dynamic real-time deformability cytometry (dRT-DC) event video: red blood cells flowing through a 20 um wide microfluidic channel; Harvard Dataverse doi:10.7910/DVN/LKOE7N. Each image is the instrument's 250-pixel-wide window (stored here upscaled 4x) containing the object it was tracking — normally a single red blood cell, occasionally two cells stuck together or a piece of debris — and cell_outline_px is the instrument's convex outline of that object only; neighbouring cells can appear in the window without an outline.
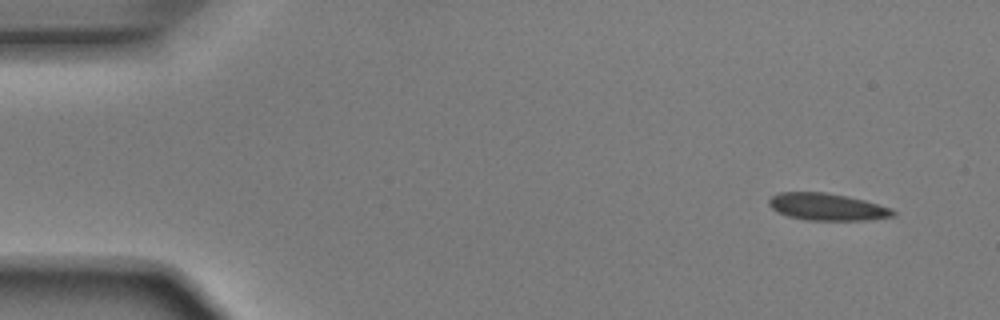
{"species": "Egyptian fruit bat (a non-hibernating species)", "species_latin": "Rousettus aegyptiacus", "temperature_condition": "room temperature", "stored_images_in_passage": 3, "camera_frame_rate_fps": 3000, "um_per_image_px": 0.085, "animal": {"sex": "male"}, "frame": {"image": 1, "passage_image": 1, "time_ms": 0.0, "image_size_px": [1000, 320], "cell_outline_px": [[896, 216], [868, 220], [804, 220], [788, 216], [776, 212], [768, 204], [768, 200], [772, 196], [780, 192], [824, 192], [848, 196], [864, 200], [892, 208], [896, 212]], "centroid_in_image_um": [70.31, 17.59], "position_along_channel_um": 14.7, "area_um2": 19.77}}